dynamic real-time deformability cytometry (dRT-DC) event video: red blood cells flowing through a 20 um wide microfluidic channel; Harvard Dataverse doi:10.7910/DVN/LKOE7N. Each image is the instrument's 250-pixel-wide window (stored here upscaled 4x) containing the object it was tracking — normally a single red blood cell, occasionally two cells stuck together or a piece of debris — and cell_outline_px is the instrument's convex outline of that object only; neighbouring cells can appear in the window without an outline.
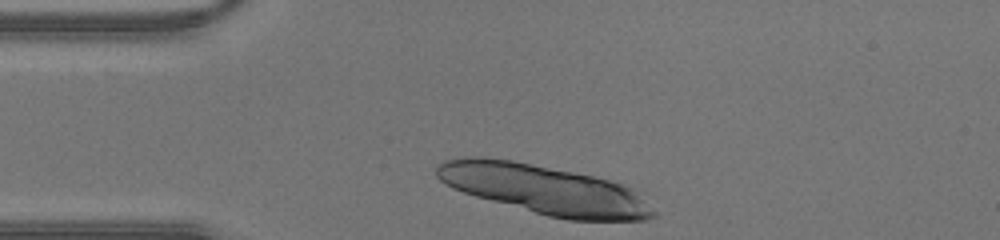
{"species": "human", "species_latin": "Homo sapiens", "temperature_condition": "warm", "stored_images_in_passage": 25, "segment_of_instrument_passage": [1, 2], "camera_frame_rate_fps": 3000, "um_per_image_px": 0.085, "donor": {"sex": "male"}, "frame": {"image": 1, "passage_image": 1, "time_ms": 0.0, "image_size_px": [1000, 240], "cell_outline_px": [[660, 212], [656, 216], [648, 220], [568, 220], [548, 216], [476, 196], [452, 188], [440, 180], [436, 176], [436, 164], [444, 160], [468, 156], [480, 156], [512, 160], [592, 176], [608, 180], [632, 188]], "centroid_in_image_um": [46.29, 16.12], "position_along_channel_um": 38.7, "area_um2": 62.14}}